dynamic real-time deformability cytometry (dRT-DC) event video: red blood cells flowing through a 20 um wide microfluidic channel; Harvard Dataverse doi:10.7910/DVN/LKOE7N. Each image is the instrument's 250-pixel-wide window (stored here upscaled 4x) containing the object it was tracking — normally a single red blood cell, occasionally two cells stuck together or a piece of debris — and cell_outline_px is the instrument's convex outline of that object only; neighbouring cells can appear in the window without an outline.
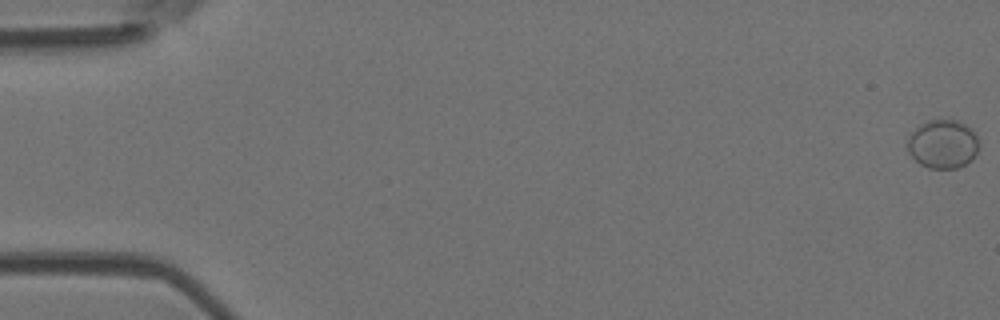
{"species": "Egyptian fruit bat (a non-hibernating species)", "species_latin": "Rousettus aegyptiacus", "temperature_condition": "room temperature", "stored_images_in_passage": 52, "camera_frame_rate_fps": 3000, "um_per_image_px": 0.085, "animal": {"sex": "female"}, "frame": {"image": 1, "passage_image": 1, "time_ms": 0.0, "image_size_px": [1000, 320], "cell_outline_px": [[980, 144], [972, 160], [956, 168], [928, 168], [920, 164], [908, 152], [908, 140], [912, 132], [920, 124], [928, 120], [956, 120], [972, 128], [976, 132]], "centroid_in_image_um": [80.17, 12.24], "position_along_channel_um": 4.8, "area_um2": 20.29}}
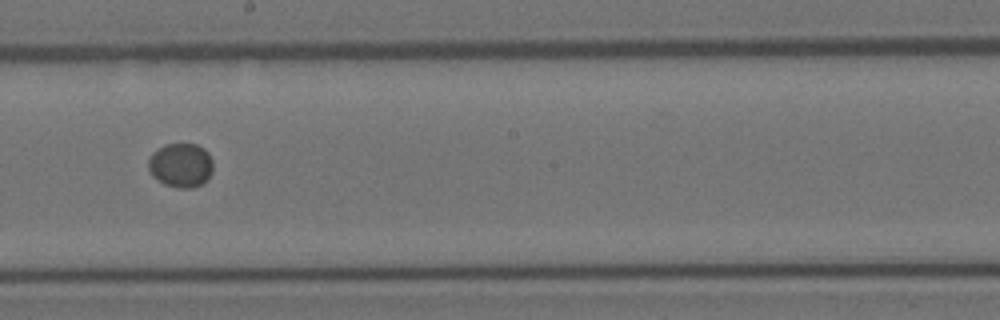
{"frame": {"image": 2, "passage_image": 30, "time_ms": 9.667, "image_size_px": [1000, 320], "cell_outline_px": [[212, 172], [208, 180], [192, 188], [176, 188], [164, 184], [152, 176], [148, 168], [148, 160], [152, 152], [156, 148], [164, 144], [196, 144], [204, 148], [208, 152], [212, 160]], "centroid_in_image_um": [15.36, 14.04], "position_along_channel_um": 232.8, "area_um2": 16.94}}
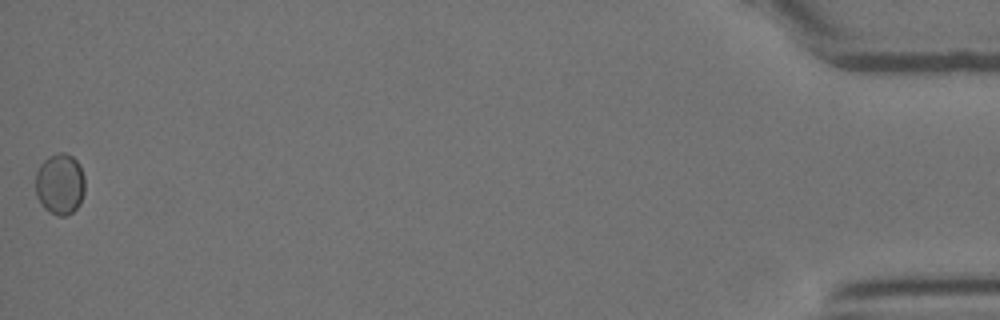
{"frame": {"image": 3, "passage_image": 52, "time_ms": 17.0, "image_size_px": [1000, 320], "cell_outline_px": [[84, 192], [80, 204], [72, 212], [64, 216], [56, 216], [48, 212], [40, 204], [36, 196], [36, 172], [40, 164], [48, 156], [56, 152], [64, 152], [72, 156], [80, 164], [84, 176]], "centroid_in_image_um": [5.09, 15.64], "position_along_channel_um": 430.1, "area_um2": 17.92}, "authors_computed_cell_mechanics": {"area_um2": 16.9932, "velocity_mm_per_s": 3.9929, "shape_relaxation_time_tau1_ms": 0.8748, "shape_relaxation_time_tau2_ms": null, "deformation_change_tau1": 0.0085, "deformation_change_tau2": null}}